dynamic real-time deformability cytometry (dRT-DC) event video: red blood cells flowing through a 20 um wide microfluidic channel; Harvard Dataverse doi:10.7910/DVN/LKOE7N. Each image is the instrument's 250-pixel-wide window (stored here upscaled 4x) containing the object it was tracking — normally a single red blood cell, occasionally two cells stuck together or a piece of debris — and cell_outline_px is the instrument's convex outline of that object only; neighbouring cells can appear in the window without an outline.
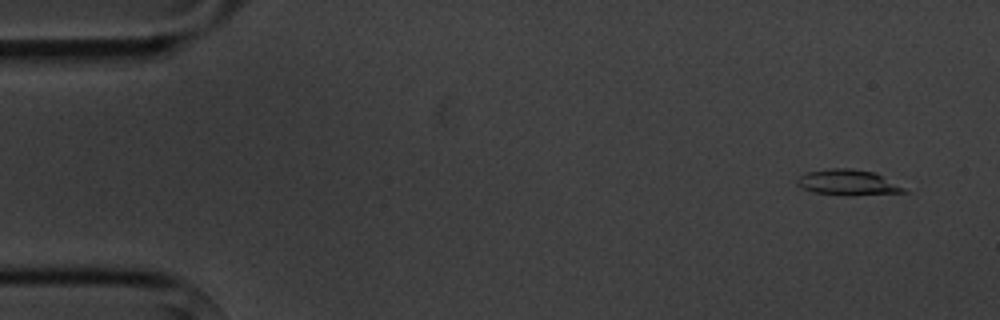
{"species": "common noctule bat (a hibernating species)", "species_latin": "Nyctalus noctula", "temperature_condition": "cold", "stored_images_in_passage": 7, "camera_frame_rate_fps": 3000, "um_per_image_px": 0.085, "animal": {"sex": "male", "body_mass_g": 20.1, "forearm_length_mm": 53.5}, "frame": {"image": 1, "passage_image": 1, "time_ms": 0.0, "image_size_px": [1000, 320], "cell_outline_px": [[908, 192], [852, 196], [848, 196], [812, 192], [796, 184], [796, 180], [800, 176], [808, 172], [832, 168], [852, 168], [872, 172], [904, 188]], "centroid_in_image_um": [72.03, 15.53], "position_along_channel_um": 13.0, "area_um2": 15.72}}
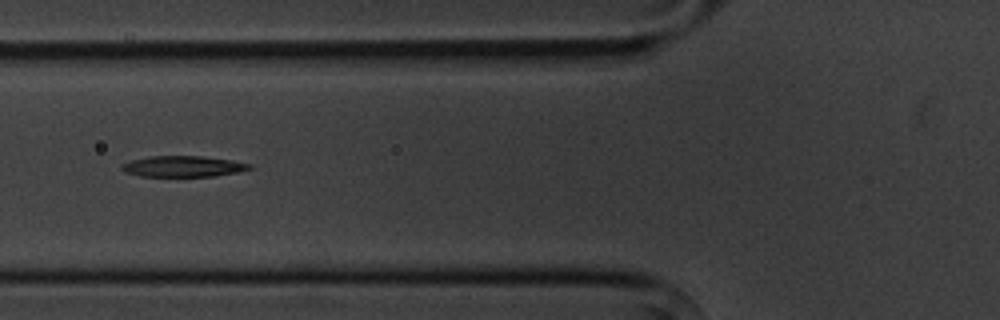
{"frame": {"image": 2, "passage_image": 6, "time_ms": 5.667, "image_size_px": [1000, 320], "cell_outline_px": [[252, 168], [236, 172], [216, 176], [140, 176], [124, 172], [120, 168], [120, 164], [132, 160], [152, 156], [200, 156], [232, 160], [252, 164]], "centroid_in_image_um": [15.54, 14.14], "position_along_channel_um": 110.3, "area_um2": 15.55}}
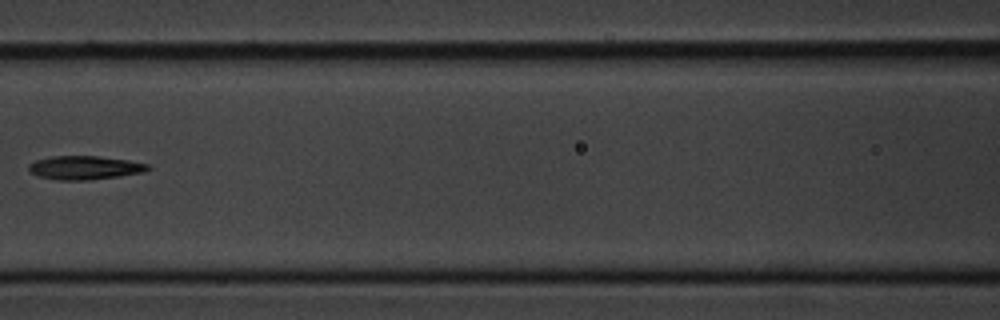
{"frame": {"image": 3, "passage_image": 7, "time_ms": 7.0, "image_size_px": [1000, 320], "cell_outline_px": [[152, 168], [144, 172], [120, 176], [88, 180], [56, 180], [36, 176], [28, 172], [28, 164], [36, 160], [52, 156], [96, 156], [128, 160], [148, 164]], "centroid_in_image_um": [7.16, 14.26], "position_along_channel_um": 159.4, "area_um2": 16.59}}